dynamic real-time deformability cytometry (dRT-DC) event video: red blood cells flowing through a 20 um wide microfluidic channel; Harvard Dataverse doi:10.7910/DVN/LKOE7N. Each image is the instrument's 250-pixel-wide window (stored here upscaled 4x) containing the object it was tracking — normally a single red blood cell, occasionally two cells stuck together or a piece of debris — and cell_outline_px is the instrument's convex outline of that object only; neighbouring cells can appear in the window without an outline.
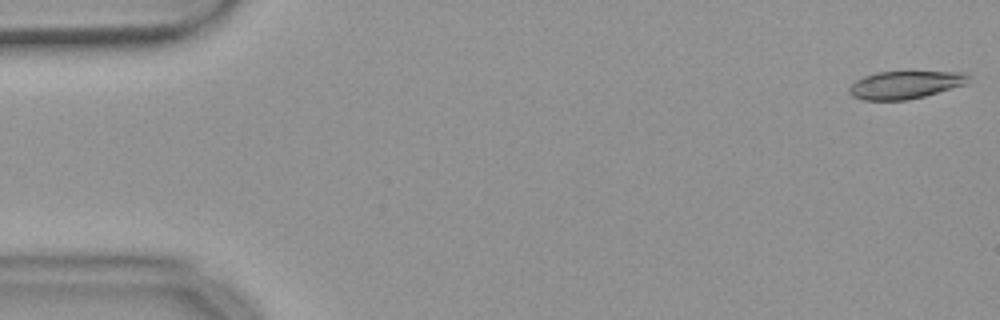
{"species": "common noctule bat (a hibernating species)", "species_latin": "Nyctalus noctula", "temperature_condition": "warm", "stored_images_in_passage": 55, "camera_frame_rate_fps": 3000, "um_per_image_px": 0.085, "animal": {"sex": "female", "body_mass_g": 18.4}, "frame": {"image": 1, "passage_image": 1, "time_ms": 0.0, "image_size_px": [1000, 320], "cell_outline_px": [[972, 76], [968, 84], [924, 96], [908, 100], [864, 100], [852, 96], [848, 92], [848, 88], [856, 80], [864, 76], [876, 72], [968, 72]], "centroid_in_image_um": [76.99, 7.21], "position_along_channel_um": 8.0, "area_um2": 19.48}}
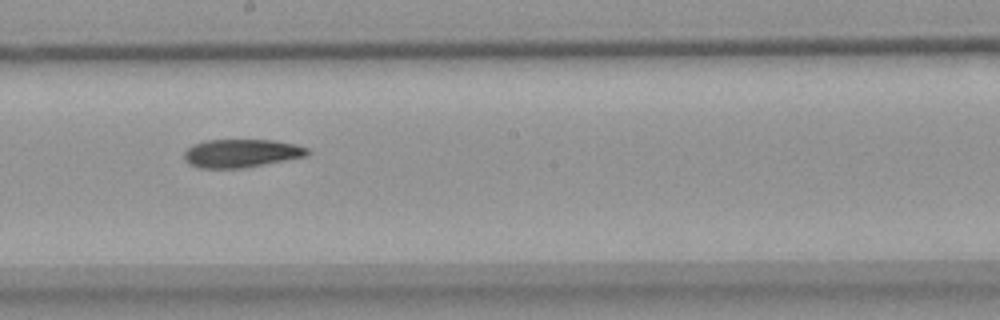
{"frame": {"image": 2, "passage_image": 30, "time_ms": 9.667, "image_size_px": [1000, 320], "cell_outline_px": [[312, 152], [308, 156], [244, 168], [200, 168], [184, 160], [184, 152], [192, 144], [204, 140], [276, 140], [296, 144], [308, 148]], "centroid_in_image_um": [20.56, 13.02], "position_along_channel_um": 227.6, "area_um2": 20.52}}
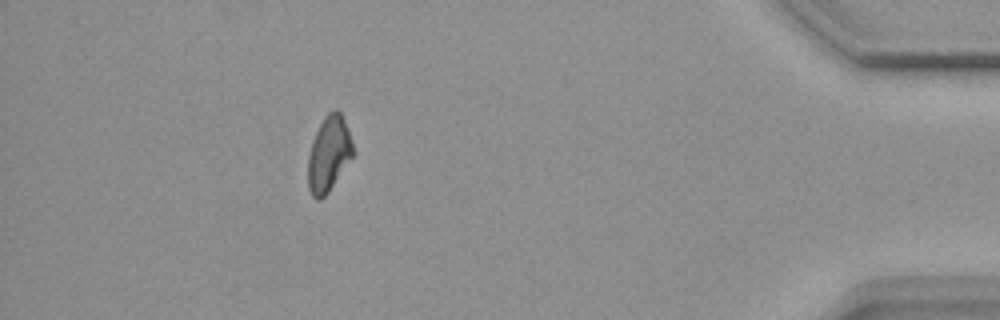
{"frame": {"image": 3, "passage_image": 49, "time_ms": 16.0, "image_size_px": [1000, 320], "cell_outline_px": [[356, 152], [328, 192], [320, 200], [316, 200], [312, 196], [308, 188], [308, 156], [312, 140], [324, 116], [332, 108], [336, 108], [340, 112], [348, 128]], "centroid_in_image_um": [27.96, 13.06], "position_along_channel_um": 407.2, "area_um2": 20.0}}